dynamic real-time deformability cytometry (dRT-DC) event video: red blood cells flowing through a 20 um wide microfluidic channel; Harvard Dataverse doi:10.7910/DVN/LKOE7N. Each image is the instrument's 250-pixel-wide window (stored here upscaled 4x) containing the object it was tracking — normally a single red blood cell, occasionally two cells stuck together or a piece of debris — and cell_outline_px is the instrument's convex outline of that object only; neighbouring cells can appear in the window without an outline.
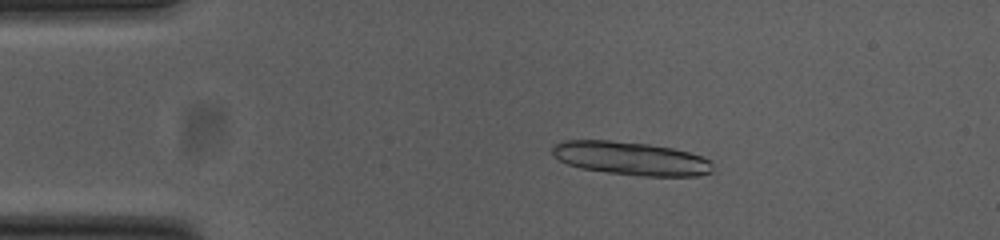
{"species": "common noctule bat (a hibernating species)", "species_latin": "Nyctalus noctula", "temperature_condition": "cold", "stored_images_in_passage": 22, "camera_frame_rate_fps": 3000, "um_per_image_px": 0.085, "animal": {"sex": "female", "body_mass_g": 23.0, "forearm_length_mm": 53.4}, "frame": {"image": 1, "passage_image": 10, "time_ms": 3.0, "image_size_px": [1000, 240], "cell_outline_px": [[712, 172], [696, 176], [644, 176], [608, 172], [580, 168], [568, 164], [552, 156], [552, 148], [556, 144], [564, 140], [608, 140], [648, 144], [672, 148], [688, 152], [712, 160]], "centroid_in_image_um": [53.62, 13.46], "position_along_channel_um": 31.4, "area_um2": 31.1}}